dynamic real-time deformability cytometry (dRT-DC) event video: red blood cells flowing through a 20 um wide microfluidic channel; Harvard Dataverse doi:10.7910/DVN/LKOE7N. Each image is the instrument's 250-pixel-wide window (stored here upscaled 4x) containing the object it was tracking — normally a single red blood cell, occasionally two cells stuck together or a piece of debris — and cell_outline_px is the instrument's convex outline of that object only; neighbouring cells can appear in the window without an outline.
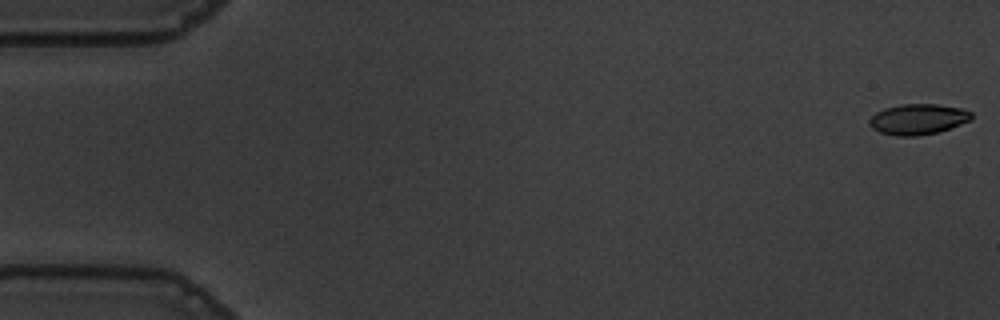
{"species": "common noctule bat (a hibernating species)", "species_latin": "Nyctalus noctula", "temperature_condition": "warm", "stored_images_in_passage": 56, "camera_frame_rate_fps": 3000, "um_per_image_px": 0.085, "animal": {"sex": "male", "body_mass_g": 19.5, "forearm_length_mm": 54.6}, "frame": {"image": 1, "passage_image": 1, "time_ms": 0.0, "image_size_px": [1000, 320], "cell_outline_px": [[972, 120], [936, 132], [916, 136], [896, 136], [880, 132], [872, 128], [868, 124], [868, 120], [876, 112], [884, 108], [900, 104], [936, 104], [960, 108], [972, 112]], "centroid_in_image_um": [78.0, 10.13], "position_along_channel_um": 7.0, "area_um2": 18.15}}
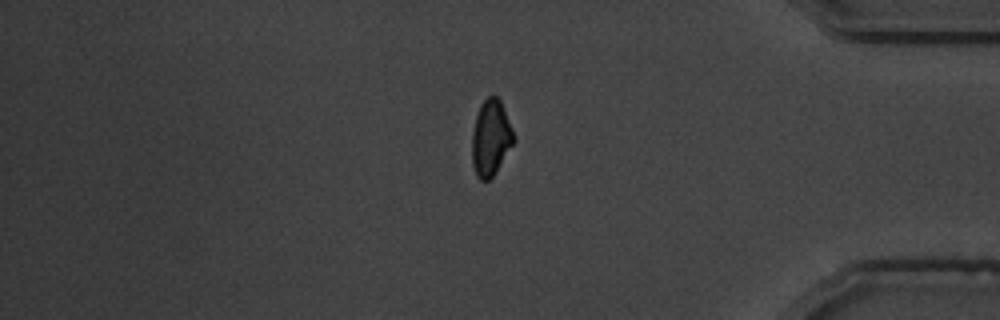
{"frame": {"image": 2, "passage_image": 47, "time_ms": 15.333, "image_size_px": [1000, 320], "cell_outline_px": [[516, 140], [492, 176], [488, 180], [480, 180], [476, 176], [472, 164], [472, 132], [476, 116], [480, 104], [488, 96], [496, 96], [500, 100]], "centroid_in_image_um": [41.69, 11.73], "position_along_channel_um": 393.5, "area_um2": 18.21}}
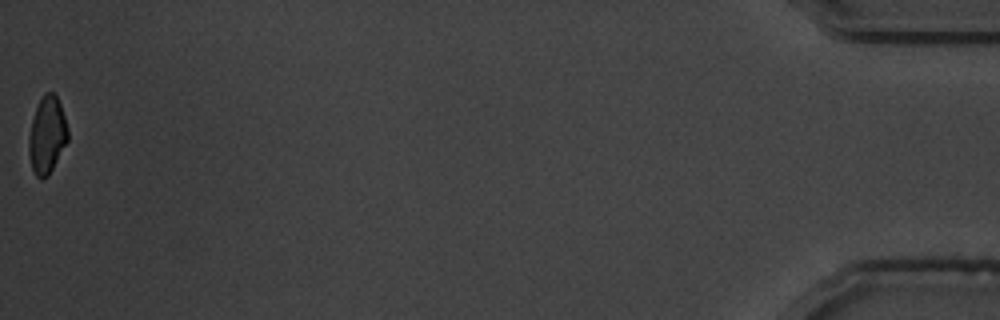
{"frame": {"image": 3, "passage_image": 56, "time_ms": 18.333, "image_size_px": [1000, 320], "cell_outline_px": [[68, 140], [48, 176], [36, 176], [32, 168], [28, 152], [28, 136], [32, 120], [36, 108], [44, 92], [52, 92], [56, 96], [60, 104], [68, 128]], "centroid_in_image_um": [3.99, 11.46], "position_along_channel_um": 431.2, "area_um2": 17.28}, "authors_computed_cell_mechanics": {"area_um2": 18.8428, "velocity_mm_per_s": 3.6341, "shape_relaxation_time_tau1_ms": 3.8109, "shape_relaxation_time_tau2_ms": 1.8596, "deformation_change_tau1": 0.1167, "deformation_change_tau2": 0.0525}}